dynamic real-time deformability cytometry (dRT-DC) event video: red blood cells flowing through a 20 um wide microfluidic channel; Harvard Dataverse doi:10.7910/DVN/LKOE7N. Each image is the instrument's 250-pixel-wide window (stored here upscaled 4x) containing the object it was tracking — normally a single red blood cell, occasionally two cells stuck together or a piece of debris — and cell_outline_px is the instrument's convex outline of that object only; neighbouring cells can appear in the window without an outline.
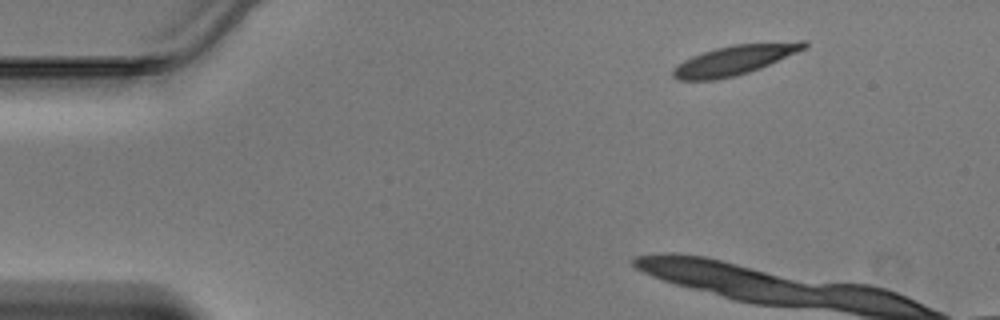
{"species": "Egyptian fruit bat (a non-hibernating species)", "species_latin": "Rousettus aegyptiacus", "temperature_condition": "warm", "stored_images_in_passage": 4, "camera_frame_rate_fps": 3000, "um_per_image_px": 0.085, "animal": {"sex": "male"}, "frame": {"image": 1, "passage_image": 1, "time_ms": 0.0, "image_size_px": [1000, 320], "cell_outline_px": [[808, 48], [760, 68], [736, 76], [716, 80], [676, 80], [672, 76], [672, 68], [684, 60], [692, 56], [716, 48], [732, 44], [800, 40], [804, 40], [808, 44]], "centroid_in_image_um": [62.47, 5.09], "position_along_channel_um": 22.5, "area_um2": 23.0}}